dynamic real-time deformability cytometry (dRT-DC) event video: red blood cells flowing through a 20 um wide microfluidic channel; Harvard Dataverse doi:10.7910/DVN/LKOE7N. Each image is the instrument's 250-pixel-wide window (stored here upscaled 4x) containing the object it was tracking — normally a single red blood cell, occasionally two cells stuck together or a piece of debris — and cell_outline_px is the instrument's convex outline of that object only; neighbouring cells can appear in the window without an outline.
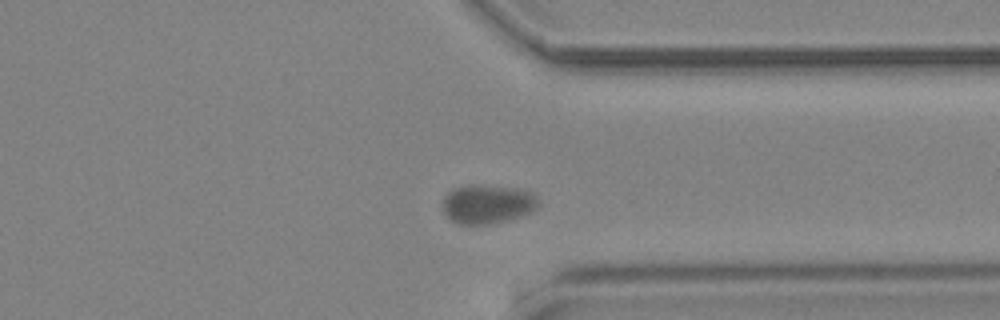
{"species": "common noctule bat (a hibernating species)", "species_latin": "Nyctalus noctula", "temperature_condition": "cold", "stored_images_in_passage": 45, "camera_frame_rate_fps": 3000, "um_per_image_px": 0.085, "animal": {"sex": "male", "body_mass_g": 19.2, "forearm_length_mm": 51.8}, "frame": {"image": 1, "passage_image": 26, "time_ms": 8.333, "image_size_px": [1000, 320], "cell_outline_px": [[540, 204], [536, 208], [528, 212], [504, 220], [488, 224], [460, 224], [452, 220], [444, 212], [444, 196], [452, 188], [468, 184], [472, 184], [516, 188], [532, 192], [536, 196]], "centroid_in_image_um": [41.41, 17.31], "position_along_channel_um": 370.0, "area_um2": 21.44}}